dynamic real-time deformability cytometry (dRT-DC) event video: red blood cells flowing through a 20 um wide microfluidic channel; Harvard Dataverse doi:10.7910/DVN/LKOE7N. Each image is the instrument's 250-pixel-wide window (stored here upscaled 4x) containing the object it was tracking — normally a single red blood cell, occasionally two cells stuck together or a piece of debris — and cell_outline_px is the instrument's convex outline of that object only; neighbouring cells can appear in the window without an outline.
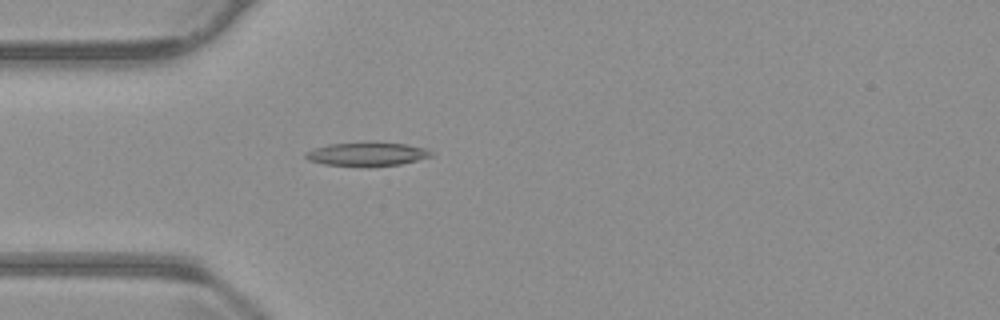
{"species": "common noctule bat (a hibernating species)", "species_latin": "Nyctalus noctula", "temperature_condition": "warm", "stored_images_in_passage": 55, "camera_frame_rate_fps": 3000, "um_per_image_px": 0.085, "animal": {"sex": "male", "body_mass_g": 23.1, "forearm_length_mm": 52.7}, "frame": {"image": 1, "passage_image": 16, "time_ms": 5.0, "image_size_px": [1000, 320], "cell_outline_px": [[432, 156], [400, 164], [324, 164], [308, 160], [304, 156], [304, 152], [328, 144], [408, 144], [428, 148], [432, 152]], "centroid_in_image_um": [31.21, 13.08], "position_along_channel_um": 53.8, "area_um2": 16.01}}
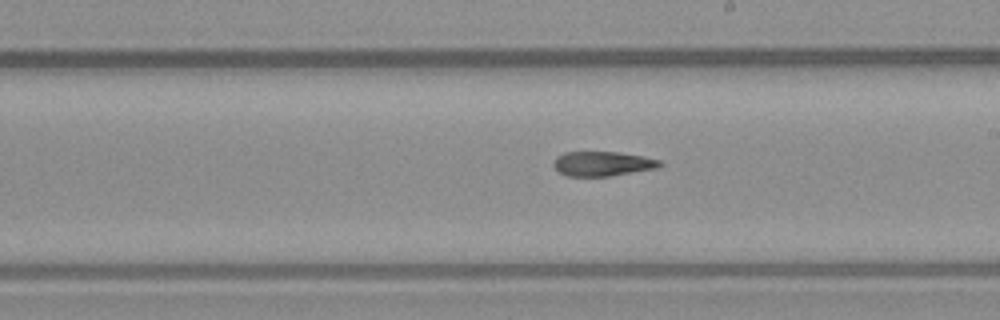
{"frame": {"image": 2, "passage_image": 31, "time_ms": 10.0, "image_size_px": [1000, 320], "cell_outline_px": [[664, 164], [656, 168], [608, 176], [564, 176], [552, 164], [552, 160], [556, 156], [564, 152], [616, 152], [644, 156], [660, 160]], "centroid_in_image_um": [51.18, 13.91], "position_along_channel_um": 237.8, "area_um2": 15.26}}
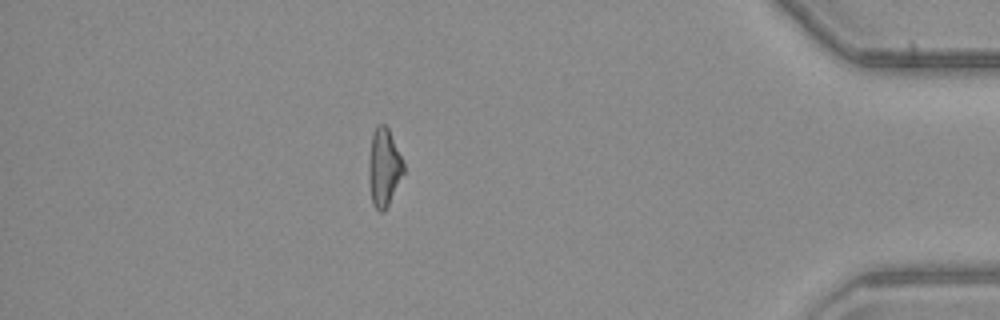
{"frame": {"image": 3, "passage_image": 48, "time_ms": 15.667, "image_size_px": [1000, 320], "cell_outline_px": [[404, 172], [384, 212], [380, 212], [372, 204], [368, 176], [368, 164], [372, 132], [380, 124], [384, 124], [388, 128], [404, 164]], "centroid_in_image_um": [32.61, 14.24], "position_along_channel_um": 402.6, "area_um2": 15.61}, "authors_computed_cell_mechanics": {"area_um2": 16.3574, "velocity_mm_per_s": 3.7719, "shape_relaxation_time_tau1_ms": null, "shape_relaxation_time_tau2_ms": 8.2737, "deformation_change_tau1": null, "deformation_change_tau2": 0.2049}}